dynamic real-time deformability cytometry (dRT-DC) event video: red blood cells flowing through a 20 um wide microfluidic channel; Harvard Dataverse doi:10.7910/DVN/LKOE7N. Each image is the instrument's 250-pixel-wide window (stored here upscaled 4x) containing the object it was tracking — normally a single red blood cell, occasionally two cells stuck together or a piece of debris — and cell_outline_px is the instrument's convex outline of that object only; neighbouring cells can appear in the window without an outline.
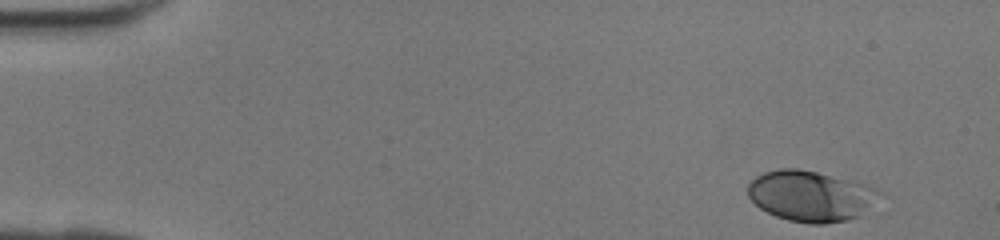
{"species": "human", "species_latin": "Homo sapiens", "temperature_condition": "room temperature", "stored_images_in_passage": 39, "camera_frame_rate_fps": 3000, "um_per_image_px": 0.085, "donor": {"sex": "female"}, "frame": {"image": 1, "passage_image": 1, "time_ms": 0.0, "image_size_px": [1000, 240], "cell_outline_px": [[884, 196], [860, 216], [848, 220], [824, 224], [808, 224], [788, 220], [776, 216], [760, 208], [748, 196], [748, 184], [756, 176], [764, 172], [780, 168], [796, 168], [816, 172], [852, 180], [876, 188], [884, 192]], "centroid_in_image_um": [68.96, 16.66], "position_along_channel_um": 16.0, "area_um2": 39.25}}
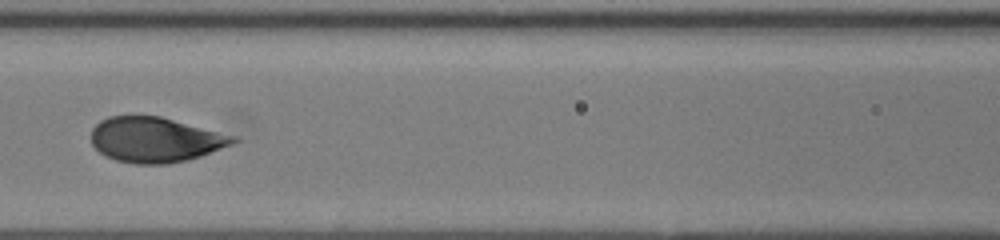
{"frame": {"image": 2, "passage_image": 17, "time_ms": 5.333, "image_size_px": [1000, 240], "cell_outline_px": [[240, 140], [232, 144], [200, 156], [168, 164], [136, 164], [116, 160], [100, 152], [92, 144], [92, 128], [100, 120], [108, 116], [136, 112], [160, 116], [236, 136]], "centroid_in_image_um": [13.16, 11.83], "position_along_channel_um": 153.4, "area_um2": 37.8}}
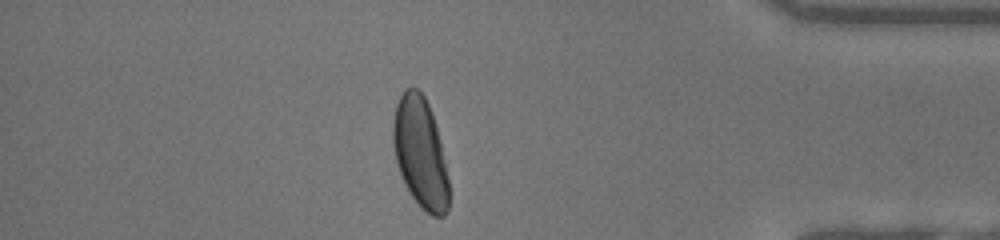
{"frame": {"image": 3, "passage_image": 34, "time_ms": 11.0, "image_size_px": [1000, 240], "cell_outline_px": [[448, 212], [444, 216], [432, 216], [420, 208], [408, 192], [404, 184], [396, 160], [392, 140], [392, 124], [396, 104], [404, 88], [420, 88], [428, 104], [436, 124], [448, 176]], "centroid_in_image_um": [35.71, 12.99], "position_along_channel_um": 399.5, "area_um2": 36.18}}